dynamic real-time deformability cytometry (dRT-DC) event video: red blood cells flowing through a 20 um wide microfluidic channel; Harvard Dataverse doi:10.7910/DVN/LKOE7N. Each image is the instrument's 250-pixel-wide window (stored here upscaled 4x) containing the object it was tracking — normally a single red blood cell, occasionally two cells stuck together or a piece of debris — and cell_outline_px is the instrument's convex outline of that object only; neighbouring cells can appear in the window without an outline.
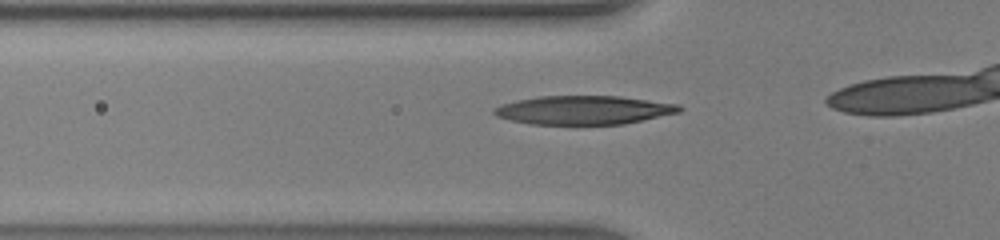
{"species": "human", "species_latin": "Homo sapiens", "temperature_condition": "warm", "stored_images_in_passage": 7, "camera_frame_rate_fps": 3000, "um_per_image_px": 0.085, "donor": {"sex": "male"}, "frame": {"image": 1, "passage_image": 2, "time_ms": 0.333, "image_size_px": [1000, 240], "cell_outline_px": [[684, 108], [680, 112], [624, 124], [576, 128], [532, 124], [512, 120], [496, 116], [492, 112], [492, 108], [500, 104], [516, 100], [540, 96], [620, 96], [680, 104]], "centroid_in_image_um": [49.6, 9.4], "position_along_channel_um": 76.2, "area_um2": 32.43}}
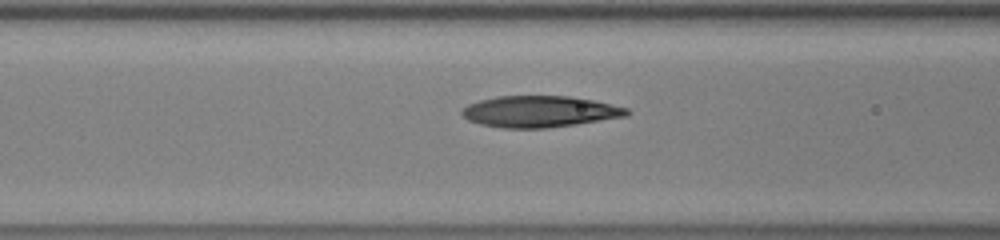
{"frame": {"image": 2, "passage_image": 5, "time_ms": 1.333, "image_size_px": [1000, 240], "cell_outline_px": [[632, 112], [628, 116], [576, 124], [548, 128], [500, 128], [480, 124], [468, 120], [460, 112], [468, 104], [480, 100], [496, 96], [568, 96], [592, 100], [628, 108]], "centroid_in_image_um": [45.88, 9.48], "position_along_channel_um": 120.7, "area_um2": 30.17}}